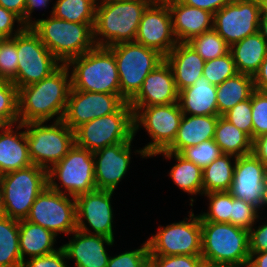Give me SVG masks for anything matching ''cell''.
Listing matches in <instances>:
<instances>
[{"label": "cell", "mask_w": 267, "mask_h": 267, "mask_svg": "<svg viewBox=\"0 0 267 267\" xmlns=\"http://www.w3.org/2000/svg\"><path fill=\"white\" fill-rule=\"evenodd\" d=\"M53 232L25 219L19 220V245L22 261L26 258L51 254L61 246H57V238ZM55 245V246H54Z\"/></svg>", "instance_id": "cell-29"}, {"label": "cell", "mask_w": 267, "mask_h": 267, "mask_svg": "<svg viewBox=\"0 0 267 267\" xmlns=\"http://www.w3.org/2000/svg\"><path fill=\"white\" fill-rule=\"evenodd\" d=\"M187 213L183 220L166 226L160 224L158 230L146 239L150 255H201L200 215L194 213L193 207Z\"/></svg>", "instance_id": "cell-12"}, {"label": "cell", "mask_w": 267, "mask_h": 267, "mask_svg": "<svg viewBox=\"0 0 267 267\" xmlns=\"http://www.w3.org/2000/svg\"><path fill=\"white\" fill-rule=\"evenodd\" d=\"M16 48L17 76L11 82L18 89L41 81L62 65L31 27L16 34Z\"/></svg>", "instance_id": "cell-13"}, {"label": "cell", "mask_w": 267, "mask_h": 267, "mask_svg": "<svg viewBox=\"0 0 267 267\" xmlns=\"http://www.w3.org/2000/svg\"><path fill=\"white\" fill-rule=\"evenodd\" d=\"M74 139L77 146L92 153L106 146L134 140V112L129 102L112 114L79 126L74 131Z\"/></svg>", "instance_id": "cell-7"}, {"label": "cell", "mask_w": 267, "mask_h": 267, "mask_svg": "<svg viewBox=\"0 0 267 267\" xmlns=\"http://www.w3.org/2000/svg\"><path fill=\"white\" fill-rule=\"evenodd\" d=\"M97 0H55L49 15L76 23H95Z\"/></svg>", "instance_id": "cell-35"}, {"label": "cell", "mask_w": 267, "mask_h": 267, "mask_svg": "<svg viewBox=\"0 0 267 267\" xmlns=\"http://www.w3.org/2000/svg\"><path fill=\"white\" fill-rule=\"evenodd\" d=\"M218 117L183 114L174 142L166 151L179 154L185 148L214 139Z\"/></svg>", "instance_id": "cell-27"}, {"label": "cell", "mask_w": 267, "mask_h": 267, "mask_svg": "<svg viewBox=\"0 0 267 267\" xmlns=\"http://www.w3.org/2000/svg\"><path fill=\"white\" fill-rule=\"evenodd\" d=\"M179 91L169 64L164 59L144 79L141 89L129 101L131 107L167 105L178 102Z\"/></svg>", "instance_id": "cell-22"}, {"label": "cell", "mask_w": 267, "mask_h": 267, "mask_svg": "<svg viewBox=\"0 0 267 267\" xmlns=\"http://www.w3.org/2000/svg\"><path fill=\"white\" fill-rule=\"evenodd\" d=\"M16 35L0 39V80L12 81L17 76Z\"/></svg>", "instance_id": "cell-40"}, {"label": "cell", "mask_w": 267, "mask_h": 267, "mask_svg": "<svg viewBox=\"0 0 267 267\" xmlns=\"http://www.w3.org/2000/svg\"><path fill=\"white\" fill-rule=\"evenodd\" d=\"M0 6L17 15L24 24L26 0H0Z\"/></svg>", "instance_id": "cell-53"}, {"label": "cell", "mask_w": 267, "mask_h": 267, "mask_svg": "<svg viewBox=\"0 0 267 267\" xmlns=\"http://www.w3.org/2000/svg\"><path fill=\"white\" fill-rule=\"evenodd\" d=\"M149 262L154 267H202L204 265L201 255H150Z\"/></svg>", "instance_id": "cell-46"}, {"label": "cell", "mask_w": 267, "mask_h": 267, "mask_svg": "<svg viewBox=\"0 0 267 267\" xmlns=\"http://www.w3.org/2000/svg\"><path fill=\"white\" fill-rule=\"evenodd\" d=\"M117 1H156V0H117Z\"/></svg>", "instance_id": "cell-62"}, {"label": "cell", "mask_w": 267, "mask_h": 267, "mask_svg": "<svg viewBox=\"0 0 267 267\" xmlns=\"http://www.w3.org/2000/svg\"><path fill=\"white\" fill-rule=\"evenodd\" d=\"M68 264L66 253L61 247L51 254L26 259L21 267H70Z\"/></svg>", "instance_id": "cell-48"}, {"label": "cell", "mask_w": 267, "mask_h": 267, "mask_svg": "<svg viewBox=\"0 0 267 267\" xmlns=\"http://www.w3.org/2000/svg\"><path fill=\"white\" fill-rule=\"evenodd\" d=\"M217 86L203 75L193 85L179 91L178 103L186 115H218Z\"/></svg>", "instance_id": "cell-28"}, {"label": "cell", "mask_w": 267, "mask_h": 267, "mask_svg": "<svg viewBox=\"0 0 267 267\" xmlns=\"http://www.w3.org/2000/svg\"><path fill=\"white\" fill-rule=\"evenodd\" d=\"M180 2L215 14L232 0H179Z\"/></svg>", "instance_id": "cell-51"}, {"label": "cell", "mask_w": 267, "mask_h": 267, "mask_svg": "<svg viewBox=\"0 0 267 267\" xmlns=\"http://www.w3.org/2000/svg\"><path fill=\"white\" fill-rule=\"evenodd\" d=\"M252 106L251 98L237 103L233 108L222 116L230 121L239 130L246 133L253 140V123H252Z\"/></svg>", "instance_id": "cell-44"}, {"label": "cell", "mask_w": 267, "mask_h": 267, "mask_svg": "<svg viewBox=\"0 0 267 267\" xmlns=\"http://www.w3.org/2000/svg\"><path fill=\"white\" fill-rule=\"evenodd\" d=\"M32 164L24 124L7 125L0 132V175Z\"/></svg>", "instance_id": "cell-24"}, {"label": "cell", "mask_w": 267, "mask_h": 267, "mask_svg": "<svg viewBox=\"0 0 267 267\" xmlns=\"http://www.w3.org/2000/svg\"><path fill=\"white\" fill-rule=\"evenodd\" d=\"M68 240L62 243L61 247L67 260L73 261L74 266L70 267H107L111 254L108 252L109 248H113L117 243L112 238L88 234L78 229L69 235Z\"/></svg>", "instance_id": "cell-20"}, {"label": "cell", "mask_w": 267, "mask_h": 267, "mask_svg": "<svg viewBox=\"0 0 267 267\" xmlns=\"http://www.w3.org/2000/svg\"><path fill=\"white\" fill-rule=\"evenodd\" d=\"M260 17H267V0H258Z\"/></svg>", "instance_id": "cell-58"}, {"label": "cell", "mask_w": 267, "mask_h": 267, "mask_svg": "<svg viewBox=\"0 0 267 267\" xmlns=\"http://www.w3.org/2000/svg\"><path fill=\"white\" fill-rule=\"evenodd\" d=\"M41 15L31 28L61 64H67L96 46L93 37L94 23H76L53 15L43 18L45 13Z\"/></svg>", "instance_id": "cell-3"}, {"label": "cell", "mask_w": 267, "mask_h": 267, "mask_svg": "<svg viewBox=\"0 0 267 267\" xmlns=\"http://www.w3.org/2000/svg\"><path fill=\"white\" fill-rule=\"evenodd\" d=\"M255 90L260 92H267V56L261 63L259 71L254 75Z\"/></svg>", "instance_id": "cell-54"}, {"label": "cell", "mask_w": 267, "mask_h": 267, "mask_svg": "<svg viewBox=\"0 0 267 267\" xmlns=\"http://www.w3.org/2000/svg\"><path fill=\"white\" fill-rule=\"evenodd\" d=\"M207 209L200 211V221L230 223L232 210V195L228 191L209 192L203 194ZM206 211V212H205Z\"/></svg>", "instance_id": "cell-36"}, {"label": "cell", "mask_w": 267, "mask_h": 267, "mask_svg": "<svg viewBox=\"0 0 267 267\" xmlns=\"http://www.w3.org/2000/svg\"><path fill=\"white\" fill-rule=\"evenodd\" d=\"M19 220L0 217V267H21Z\"/></svg>", "instance_id": "cell-34"}, {"label": "cell", "mask_w": 267, "mask_h": 267, "mask_svg": "<svg viewBox=\"0 0 267 267\" xmlns=\"http://www.w3.org/2000/svg\"><path fill=\"white\" fill-rule=\"evenodd\" d=\"M253 139L267 133V93L255 90L251 95Z\"/></svg>", "instance_id": "cell-45"}, {"label": "cell", "mask_w": 267, "mask_h": 267, "mask_svg": "<svg viewBox=\"0 0 267 267\" xmlns=\"http://www.w3.org/2000/svg\"><path fill=\"white\" fill-rule=\"evenodd\" d=\"M53 1L54 0H26L24 26L32 27L38 21L37 17H35L33 14H35L38 10L43 11L44 9V12H46V10L49 9L51 2V6L54 5Z\"/></svg>", "instance_id": "cell-50"}, {"label": "cell", "mask_w": 267, "mask_h": 267, "mask_svg": "<svg viewBox=\"0 0 267 267\" xmlns=\"http://www.w3.org/2000/svg\"><path fill=\"white\" fill-rule=\"evenodd\" d=\"M203 76L213 85H220L226 79L235 76L238 72L230 51L212 60L205 61Z\"/></svg>", "instance_id": "cell-38"}, {"label": "cell", "mask_w": 267, "mask_h": 267, "mask_svg": "<svg viewBox=\"0 0 267 267\" xmlns=\"http://www.w3.org/2000/svg\"><path fill=\"white\" fill-rule=\"evenodd\" d=\"M143 267H154L149 261Z\"/></svg>", "instance_id": "cell-63"}, {"label": "cell", "mask_w": 267, "mask_h": 267, "mask_svg": "<svg viewBox=\"0 0 267 267\" xmlns=\"http://www.w3.org/2000/svg\"><path fill=\"white\" fill-rule=\"evenodd\" d=\"M134 112V136L145 130L150 138L142 146L148 158L167 150L174 142L183 112L178 102L167 105L131 107Z\"/></svg>", "instance_id": "cell-6"}, {"label": "cell", "mask_w": 267, "mask_h": 267, "mask_svg": "<svg viewBox=\"0 0 267 267\" xmlns=\"http://www.w3.org/2000/svg\"><path fill=\"white\" fill-rule=\"evenodd\" d=\"M259 215L260 211L256 207L232 196V210L230 215V223L232 225L250 230L256 223Z\"/></svg>", "instance_id": "cell-43"}, {"label": "cell", "mask_w": 267, "mask_h": 267, "mask_svg": "<svg viewBox=\"0 0 267 267\" xmlns=\"http://www.w3.org/2000/svg\"><path fill=\"white\" fill-rule=\"evenodd\" d=\"M24 28L22 20L17 15L0 6V39L12 38Z\"/></svg>", "instance_id": "cell-49"}, {"label": "cell", "mask_w": 267, "mask_h": 267, "mask_svg": "<svg viewBox=\"0 0 267 267\" xmlns=\"http://www.w3.org/2000/svg\"><path fill=\"white\" fill-rule=\"evenodd\" d=\"M4 215L3 199H2V187L0 183V217Z\"/></svg>", "instance_id": "cell-59"}, {"label": "cell", "mask_w": 267, "mask_h": 267, "mask_svg": "<svg viewBox=\"0 0 267 267\" xmlns=\"http://www.w3.org/2000/svg\"><path fill=\"white\" fill-rule=\"evenodd\" d=\"M187 43L204 61L221 57L230 51V46L214 29L193 37Z\"/></svg>", "instance_id": "cell-37"}, {"label": "cell", "mask_w": 267, "mask_h": 267, "mask_svg": "<svg viewBox=\"0 0 267 267\" xmlns=\"http://www.w3.org/2000/svg\"><path fill=\"white\" fill-rule=\"evenodd\" d=\"M213 140L222 154L240 157L252 153L251 138L223 116L218 117Z\"/></svg>", "instance_id": "cell-33"}, {"label": "cell", "mask_w": 267, "mask_h": 267, "mask_svg": "<svg viewBox=\"0 0 267 267\" xmlns=\"http://www.w3.org/2000/svg\"><path fill=\"white\" fill-rule=\"evenodd\" d=\"M133 141L137 140L106 146L93 153L96 189L118 190V185L122 184L120 182L129 173L132 156L139 155L140 159H149L141 147L138 149L133 147Z\"/></svg>", "instance_id": "cell-16"}, {"label": "cell", "mask_w": 267, "mask_h": 267, "mask_svg": "<svg viewBox=\"0 0 267 267\" xmlns=\"http://www.w3.org/2000/svg\"><path fill=\"white\" fill-rule=\"evenodd\" d=\"M8 124L0 118V132L7 126Z\"/></svg>", "instance_id": "cell-60"}, {"label": "cell", "mask_w": 267, "mask_h": 267, "mask_svg": "<svg viewBox=\"0 0 267 267\" xmlns=\"http://www.w3.org/2000/svg\"><path fill=\"white\" fill-rule=\"evenodd\" d=\"M247 267H267V251L250 253Z\"/></svg>", "instance_id": "cell-55"}, {"label": "cell", "mask_w": 267, "mask_h": 267, "mask_svg": "<svg viewBox=\"0 0 267 267\" xmlns=\"http://www.w3.org/2000/svg\"><path fill=\"white\" fill-rule=\"evenodd\" d=\"M255 91L253 76L237 73L217 86L218 116H222L237 103L251 98Z\"/></svg>", "instance_id": "cell-31"}, {"label": "cell", "mask_w": 267, "mask_h": 267, "mask_svg": "<svg viewBox=\"0 0 267 267\" xmlns=\"http://www.w3.org/2000/svg\"><path fill=\"white\" fill-rule=\"evenodd\" d=\"M125 102L120 94L70 90L62 121L75 131L79 126L116 112Z\"/></svg>", "instance_id": "cell-18"}, {"label": "cell", "mask_w": 267, "mask_h": 267, "mask_svg": "<svg viewBox=\"0 0 267 267\" xmlns=\"http://www.w3.org/2000/svg\"><path fill=\"white\" fill-rule=\"evenodd\" d=\"M108 48L113 52L117 63L120 95L129 102L141 89L147 75L164 60V56L135 41Z\"/></svg>", "instance_id": "cell-11"}, {"label": "cell", "mask_w": 267, "mask_h": 267, "mask_svg": "<svg viewBox=\"0 0 267 267\" xmlns=\"http://www.w3.org/2000/svg\"><path fill=\"white\" fill-rule=\"evenodd\" d=\"M71 88L66 64L41 81L19 88V123L62 120Z\"/></svg>", "instance_id": "cell-1"}, {"label": "cell", "mask_w": 267, "mask_h": 267, "mask_svg": "<svg viewBox=\"0 0 267 267\" xmlns=\"http://www.w3.org/2000/svg\"><path fill=\"white\" fill-rule=\"evenodd\" d=\"M155 1L97 0L93 37L96 46L135 41L146 8Z\"/></svg>", "instance_id": "cell-2"}, {"label": "cell", "mask_w": 267, "mask_h": 267, "mask_svg": "<svg viewBox=\"0 0 267 267\" xmlns=\"http://www.w3.org/2000/svg\"><path fill=\"white\" fill-rule=\"evenodd\" d=\"M236 160V156L221 154L203 169V194L230 190Z\"/></svg>", "instance_id": "cell-32"}, {"label": "cell", "mask_w": 267, "mask_h": 267, "mask_svg": "<svg viewBox=\"0 0 267 267\" xmlns=\"http://www.w3.org/2000/svg\"><path fill=\"white\" fill-rule=\"evenodd\" d=\"M24 127L32 163L47 171L75 144L74 131L62 120L28 122Z\"/></svg>", "instance_id": "cell-8"}, {"label": "cell", "mask_w": 267, "mask_h": 267, "mask_svg": "<svg viewBox=\"0 0 267 267\" xmlns=\"http://www.w3.org/2000/svg\"><path fill=\"white\" fill-rule=\"evenodd\" d=\"M0 118L8 125L19 123L18 88L8 80H0Z\"/></svg>", "instance_id": "cell-39"}, {"label": "cell", "mask_w": 267, "mask_h": 267, "mask_svg": "<svg viewBox=\"0 0 267 267\" xmlns=\"http://www.w3.org/2000/svg\"><path fill=\"white\" fill-rule=\"evenodd\" d=\"M252 153L267 167V133L252 140Z\"/></svg>", "instance_id": "cell-52"}, {"label": "cell", "mask_w": 267, "mask_h": 267, "mask_svg": "<svg viewBox=\"0 0 267 267\" xmlns=\"http://www.w3.org/2000/svg\"><path fill=\"white\" fill-rule=\"evenodd\" d=\"M202 267H227V266L208 265L204 263Z\"/></svg>", "instance_id": "cell-61"}, {"label": "cell", "mask_w": 267, "mask_h": 267, "mask_svg": "<svg viewBox=\"0 0 267 267\" xmlns=\"http://www.w3.org/2000/svg\"><path fill=\"white\" fill-rule=\"evenodd\" d=\"M258 32L267 42V17H260Z\"/></svg>", "instance_id": "cell-56"}, {"label": "cell", "mask_w": 267, "mask_h": 267, "mask_svg": "<svg viewBox=\"0 0 267 267\" xmlns=\"http://www.w3.org/2000/svg\"><path fill=\"white\" fill-rule=\"evenodd\" d=\"M135 42L157 50L164 57L176 46L171 13L164 0H156L146 8Z\"/></svg>", "instance_id": "cell-19"}, {"label": "cell", "mask_w": 267, "mask_h": 267, "mask_svg": "<svg viewBox=\"0 0 267 267\" xmlns=\"http://www.w3.org/2000/svg\"><path fill=\"white\" fill-rule=\"evenodd\" d=\"M171 13L172 29L177 42H188L193 37L213 29L214 14L188 6L179 0H164Z\"/></svg>", "instance_id": "cell-23"}, {"label": "cell", "mask_w": 267, "mask_h": 267, "mask_svg": "<svg viewBox=\"0 0 267 267\" xmlns=\"http://www.w3.org/2000/svg\"><path fill=\"white\" fill-rule=\"evenodd\" d=\"M266 209H267V172H266V175L264 177V189H263L262 204L260 207V213L265 214L264 212Z\"/></svg>", "instance_id": "cell-57"}, {"label": "cell", "mask_w": 267, "mask_h": 267, "mask_svg": "<svg viewBox=\"0 0 267 267\" xmlns=\"http://www.w3.org/2000/svg\"><path fill=\"white\" fill-rule=\"evenodd\" d=\"M48 186L76 197L96 190L93 153L74 144L67 155L47 171Z\"/></svg>", "instance_id": "cell-10"}, {"label": "cell", "mask_w": 267, "mask_h": 267, "mask_svg": "<svg viewBox=\"0 0 267 267\" xmlns=\"http://www.w3.org/2000/svg\"><path fill=\"white\" fill-rule=\"evenodd\" d=\"M202 250L205 264L247 267L249 253V230L231 223L201 221Z\"/></svg>", "instance_id": "cell-4"}, {"label": "cell", "mask_w": 267, "mask_h": 267, "mask_svg": "<svg viewBox=\"0 0 267 267\" xmlns=\"http://www.w3.org/2000/svg\"><path fill=\"white\" fill-rule=\"evenodd\" d=\"M266 215H264L263 213H260L256 223L249 230V253L267 251V216ZM257 222L259 224H257Z\"/></svg>", "instance_id": "cell-47"}, {"label": "cell", "mask_w": 267, "mask_h": 267, "mask_svg": "<svg viewBox=\"0 0 267 267\" xmlns=\"http://www.w3.org/2000/svg\"><path fill=\"white\" fill-rule=\"evenodd\" d=\"M66 65L71 74L72 89L120 94L117 63L108 47L95 46Z\"/></svg>", "instance_id": "cell-5"}, {"label": "cell", "mask_w": 267, "mask_h": 267, "mask_svg": "<svg viewBox=\"0 0 267 267\" xmlns=\"http://www.w3.org/2000/svg\"><path fill=\"white\" fill-rule=\"evenodd\" d=\"M27 221L40 225L59 238H66L77 229L75 197L56 192L49 186L33 202Z\"/></svg>", "instance_id": "cell-14"}, {"label": "cell", "mask_w": 267, "mask_h": 267, "mask_svg": "<svg viewBox=\"0 0 267 267\" xmlns=\"http://www.w3.org/2000/svg\"><path fill=\"white\" fill-rule=\"evenodd\" d=\"M258 0H232L214 14L213 29L231 46L258 32Z\"/></svg>", "instance_id": "cell-17"}, {"label": "cell", "mask_w": 267, "mask_h": 267, "mask_svg": "<svg viewBox=\"0 0 267 267\" xmlns=\"http://www.w3.org/2000/svg\"><path fill=\"white\" fill-rule=\"evenodd\" d=\"M230 53L237 72L254 77L267 56V42L257 32L231 45Z\"/></svg>", "instance_id": "cell-30"}, {"label": "cell", "mask_w": 267, "mask_h": 267, "mask_svg": "<svg viewBox=\"0 0 267 267\" xmlns=\"http://www.w3.org/2000/svg\"><path fill=\"white\" fill-rule=\"evenodd\" d=\"M221 154L219 146L213 139L185 148L179 153L184 159L195 163L202 170Z\"/></svg>", "instance_id": "cell-41"}, {"label": "cell", "mask_w": 267, "mask_h": 267, "mask_svg": "<svg viewBox=\"0 0 267 267\" xmlns=\"http://www.w3.org/2000/svg\"><path fill=\"white\" fill-rule=\"evenodd\" d=\"M107 264V267H143L150 258L147 241H143L138 248L118 252L112 255Z\"/></svg>", "instance_id": "cell-42"}, {"label": "cell", "mask_w": 267, "mask_h": 267, "mask_svg": "<svg viewBox=\"0 0 267 267\" xmlns=\"http://www.w3.org/2000/svg\"><path fill=\"white\" fill-rule=\"evenodd\" d=\"M115 194V191L96 189L76 196L77 229L115 240L116 213L112 198Z\"/></svg>", "instance_id": "cell-15"}, {"label": "cell", "mask_w": 267, "mask_h": 267, "mask_svg": "<svg viewBox=\"0 0 267 267\" xmlns=\"http://www.w3.org/2000/svg\"><path fill=\"white\" fill-rule=\"evenodd\" d=\"M162 156L169 162L173 160L175 162L172 167H170L167 176L175 184L176 188L181 190L183 193L189 195V200L187 201L189 206L193 207L197 201V197L203 196V185H202V169L195 163L184 159L178 153L161 151L156 153L153 157ZM191 196V197H190Z\"/></svg>", "instance_id": "cell-25"}, {"label": "cell", "mask_w": 267, "mask_h": 267, "mask_svg": "<svg viewBox=\"0 0 267 267\" xmlns=\"http://www.w3.org/2000/svg\"><path fill=\"white\" fill-rule=\"evenodd\" d=\"M266 172L267 167L253 153L237 157L228 192L260 211Z\"/></svg>", "instance_id": "cell-21"}, {"label": "cell", "mask_w": 267, "mask_h": 267, "mask_svg": "<svg viewBox=\"0 0 267 267\" xmlns=\"http://www.w3.org/2000/svg\"><path fill=\"white\" fill-rule=\"evenodd\" d=\"M4 215L23 220L37 196L48 186L47 170L30 165L7 174L0 175Z\"/></svg>", "instance_id": "cell-9"}, {"label": "cell", "mask_w": 267, "mask_h": 267, "mask_svg": "<svg viewBox=\"0 0 267 267\" xmlns=\"http://www.w3.org/2000/svg\"><path fill=\"white\" fill-rule=\"evenodd\" d=\"M164 59L172 70L178 91L193 85L203 75L205 61L187 42H178Z\"/></svg>", "instance_id": "cell-26"}]
</instances>
